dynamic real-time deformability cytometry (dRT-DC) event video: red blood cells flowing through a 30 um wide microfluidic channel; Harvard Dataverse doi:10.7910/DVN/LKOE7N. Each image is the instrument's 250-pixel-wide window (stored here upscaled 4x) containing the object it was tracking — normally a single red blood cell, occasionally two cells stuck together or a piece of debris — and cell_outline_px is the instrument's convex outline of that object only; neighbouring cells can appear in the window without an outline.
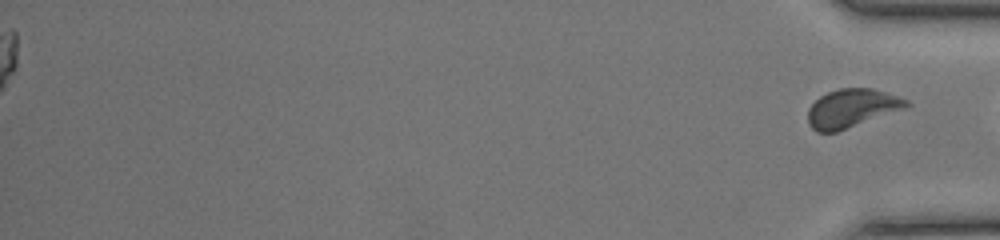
{"species": "common noctule bat (a hibernating species)", "species_latin": "Nyctalus noctula", "temperature_condition": "room temperature", "stored_images_in_passage": 47, "segment_of_instrument_passage": [2, 2], "camera_frame_rate_fps": 3000, "um_per_image_px": 0.085, "animal": {"sex": "female", "body_mass_g": 17.0, "forearm_length_mm": 48.0}, "frame": {"image": 1, "passage_image": 47, "time_ms": 15.333, "image_size_px": [1000, 240], "cell_outline_px": [[912, 104], [904, 108], [836, 132], [816, 132], [808, 124], [808, 108], [820, 96], [828, 92], [840, 88], [872, 88], [908, 100]], "centroid_in_image_um": [72.36, 9.2], "position_along_channel_um": 362.8, "area_um2": 21.73}}